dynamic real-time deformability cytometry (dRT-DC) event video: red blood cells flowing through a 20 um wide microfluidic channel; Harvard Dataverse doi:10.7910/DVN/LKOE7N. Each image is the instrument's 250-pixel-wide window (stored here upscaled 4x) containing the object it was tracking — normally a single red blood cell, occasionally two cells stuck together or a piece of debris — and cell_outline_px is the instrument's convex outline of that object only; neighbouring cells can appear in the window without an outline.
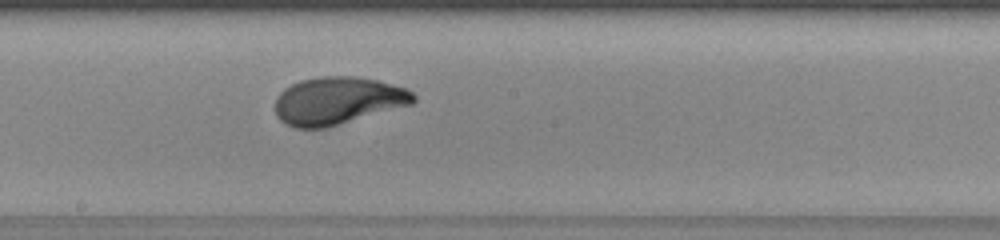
{"species": "human", "species_latin": "Homo sapiens", "temperature_condition": "warm", "stored_images_in_passage": 43, "camera_frame_rate_fps": 3000, "um_per_image_px": 0.085, "donor": {"sex": "female"}, "frame": {"image": 1, "passage_image": 25, "time_ms": 8.0, "image_size_px": [1000, 240], "cell_outline_px": [[416, 100], [412, 104], [324, 128], [296, 128], [284, 124], [276, 116], [276, 96], [284, 88], [300, 80], [320, 76], [356, 76], [376, 80], [404, 88], [412, 92], [416, 96]], "centroid_in_image_um": [28.67, 8.56], "position_along_channel_um": 219.5, "area_um2": 38.21}, "authors_computed_cell_mechanics": {"area_um2": 37.0498, "velocity_mm_per_s": 4.082, "shape_relaxation_time_tau1_ms": 2.9295, "shape_relaxation_time_tau2_ms": null, "deformation_change_tau1": 0.1959, "deformation_change_tau2": null}}